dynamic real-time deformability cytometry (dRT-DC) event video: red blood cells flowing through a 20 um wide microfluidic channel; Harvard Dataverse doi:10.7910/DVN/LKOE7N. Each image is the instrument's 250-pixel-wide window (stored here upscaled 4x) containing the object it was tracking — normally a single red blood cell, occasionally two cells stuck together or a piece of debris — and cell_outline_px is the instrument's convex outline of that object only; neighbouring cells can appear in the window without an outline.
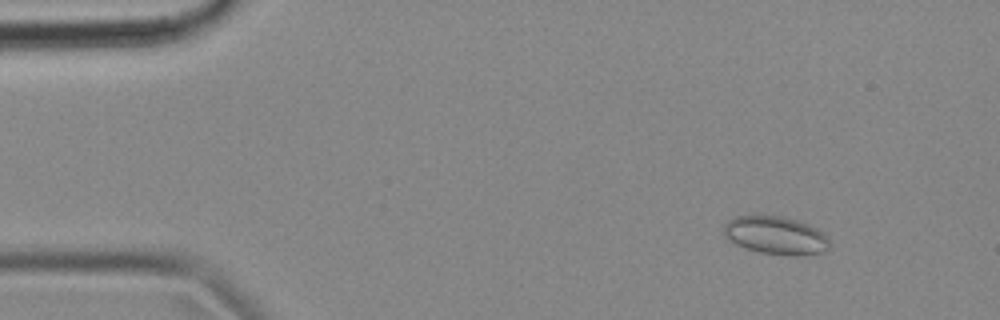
{"species": "common noctule bat (a hibernating species)", "species_latin": "Nyctalus noctula", "temperature_condition": "cold", "stored_images_in_passage": 55, "camera_frame_rate_fps": 3000, "um_per_image_px": 0.085, "animal": {"sex": "female", "body_mass_g": 18.4}, "frame": {"image": 1, "passage_image": 6, "time_ms": 1.667, "image_size_px": [1000, 320], "cell_outline_px": [[832, 244], [828, 252], [800, 256], [792, 256], [760, 252], [744, 248], [728, 240], [724, 236], [724, 224], [728, 220], [736, 216], [784, 216], [808, 224], [816, 228], [828, 236]], "centroid_in_image_um": [65.99, 20.03], "position_along_channel_um": 19.0, "area_um2": 23.87}}
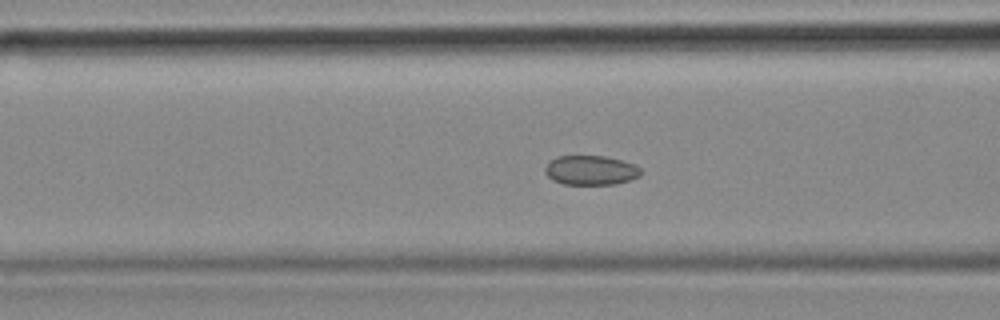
{"frame": {"image": 2, "passage_image": 21, "time_ms": 6.667, "image_size_px": [1000, 320], "cell_outline_px": [[640, 176], [632, 180], [616, 184], [564, 184], [552, 180], [544, 172], [544, 168], [556, 156], [604, 156], [636, 164], [640, 168]], "centroid_in_image_um": [50.23, 14.48], "position_along_channel_um": 116.4, "area_um2": 16.47}}
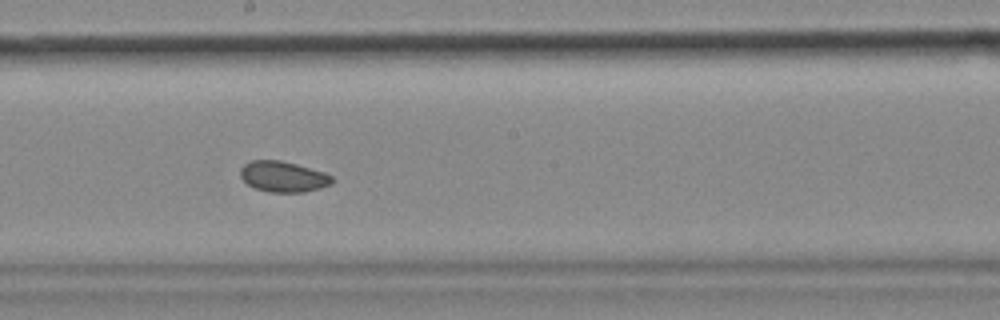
{"frame": {"image": 3, "passage_image": 30, "time_ms": 9.667, "image_size_px": [1000, 320], "cell_outline_px": [[336, 180], [332, 184], [320, 188], [304, 192], [268, 192], [256, 188], [248, 184], [240, 176], [240, 168], [244, 164], [252, 160], [280, 160], [296, 164], [324, 172], [332, 176]], "centroid_in_image_um": [24.09, 15.01], "position_along_channel_um": 224.1, "area_um2": 16.47}}